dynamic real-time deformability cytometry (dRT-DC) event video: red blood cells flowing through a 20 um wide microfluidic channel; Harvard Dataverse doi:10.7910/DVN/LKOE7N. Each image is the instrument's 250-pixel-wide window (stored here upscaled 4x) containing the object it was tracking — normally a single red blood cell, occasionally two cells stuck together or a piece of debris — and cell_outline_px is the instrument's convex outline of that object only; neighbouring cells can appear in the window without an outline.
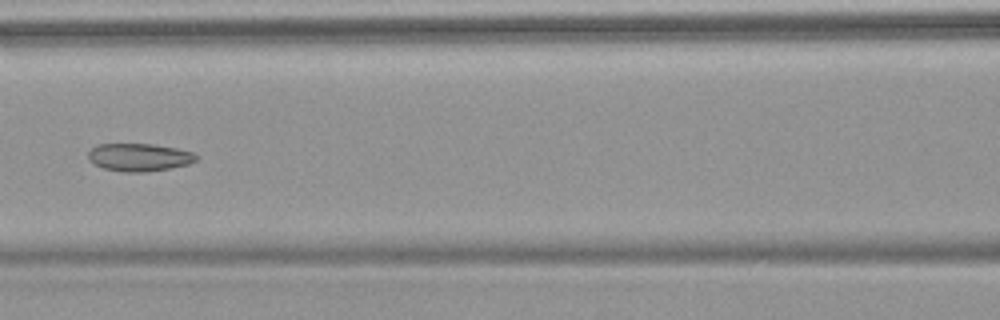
{"species": "common noctule bat (a hibernating species)", "species_latin": "Nyctalus noctula", "temperature_condition": "warm", "stored_images_in_passage": 7, "camera_frame_rate_fps": 3000, "um_per_image_px": 0.085, "animal": {"sex": "female", "body_mass_g": 18.4}, "frame": {"image": 1, "passage_image": 7, "time_ms": 7.0, "image_size_px": [1000, 320], "cell_outline_px": [[196, 160], [188, 164], [168, 168], [144, 172], [124, 172], [104, 168], [88, 160], [88, 152], [92, 148], [100, 144], [152, 144], [176, 148], [192, 152], [196, 156]], "centroid_in_image_um": [11.8, 13.36], "position_along_channel_um": 154.8, "area_um2": 17.22}}